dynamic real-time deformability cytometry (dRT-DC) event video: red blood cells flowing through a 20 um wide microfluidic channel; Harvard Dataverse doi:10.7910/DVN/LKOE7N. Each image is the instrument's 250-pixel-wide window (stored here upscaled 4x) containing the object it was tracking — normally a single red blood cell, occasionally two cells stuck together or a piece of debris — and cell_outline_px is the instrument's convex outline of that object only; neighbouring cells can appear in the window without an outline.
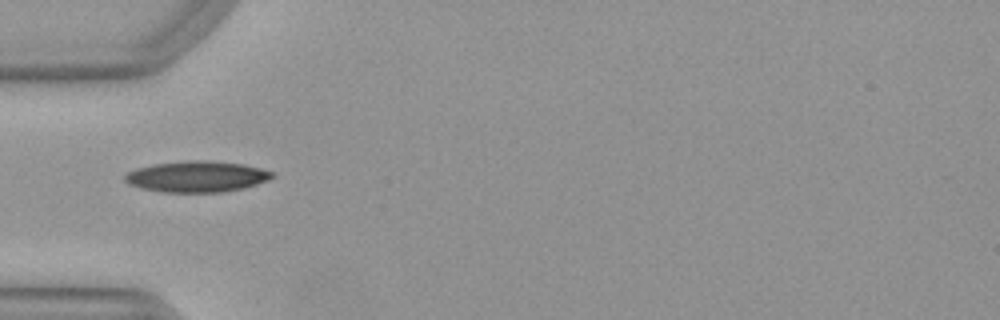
{"species": "Egyptian fruit bat (a non-hibernating species)", "species_latin": "Rousettus aegyptiacus", "temperature_condition": "warm", "stored_images_in_passage": 43, "camera_frame_rate_fps": 3000, "um_per_image_px": 0.085, "animal": {"sex": "female"}, "frame": {"image": 1, "passage_image": 9, "time_ms": 2.667, "image_size_px": [1000, 320], "cell_outline_px": [[276, 176], [268, 180], [244, 188], [224, 192], [164, 192], [140, 188], [128, 184], [124, 180], [124, 176], [128, 172], [136, 168], [152, 164], [188, 160], [208, 160], [244, 164], [260, 168], [272, 172]], "centroid_in_image_um": [16.72, 15.0], "position_along_channel_um": 68.3, "area_um2": 26.82}}
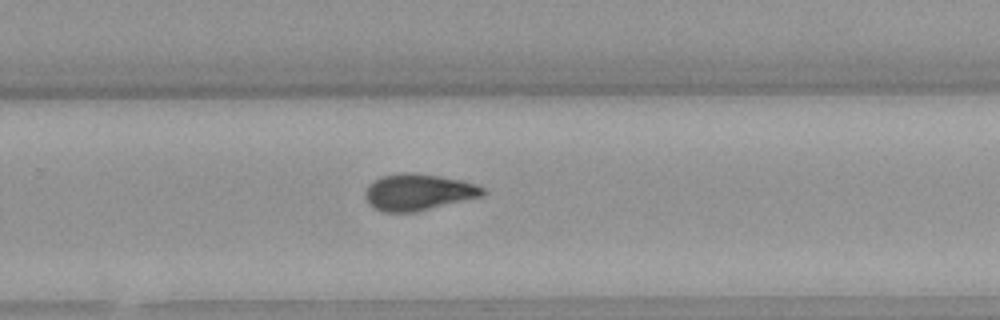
{"frame": {"image": 2, "passage_image": 26, "time_ms": 8.333, "image_size_px": [1000, 320], "cell_outline_px": [[484, 196], [416, 212], [384, 212], [376, 208], [364, 196], [364, 192], [368, 184], [372, 180], [380, 176], [400, 172], [416, 172], [440, 176], [460, 180], [476, 184], [484, 188]], "centroid_in_image_um": [35.55, 16.31], "position_along_channel_um": 294.3, "area_um2": 25.2}}
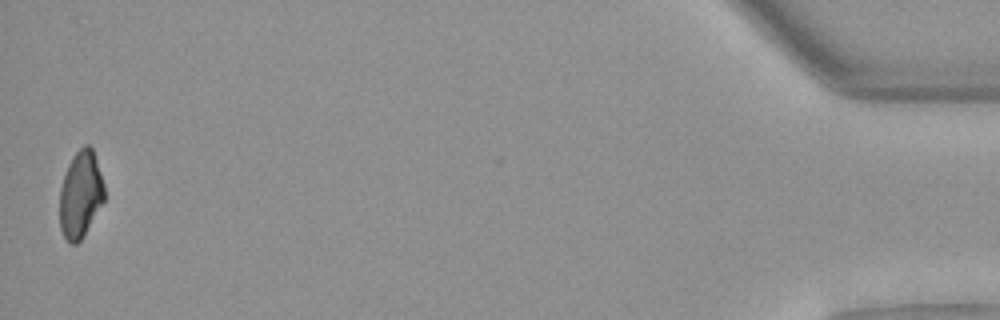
{"frame": {"image": 3, "passage_image": 43, "time_ms": 14.0, "image_size_px": [1000, 320], "cell_outline_px": [[104, 200], [84, 236], [76, 244], [72, 244], [64, 236], [60, 228], [60, 188], [68, 164], [72, 156], [84, 144], [88, 144], [92, 148], [104, 184]], "centroid_in_image_um": [6.84, 16.52], "position_along_channel_um": 428.4, "area_um2": 22.43}, "authors_computed_cell_mechanics": {"area_um2": 24.565, "velocity_mm_per_s": 3.9983, "shape_relaxation_time_tau1_ms": 4.7142, "shape_relaxation_time_tau2_ms": 4.0518, "deformation_change_tau1": 0.1618, "deformation_change_tau2": 0.1028}}